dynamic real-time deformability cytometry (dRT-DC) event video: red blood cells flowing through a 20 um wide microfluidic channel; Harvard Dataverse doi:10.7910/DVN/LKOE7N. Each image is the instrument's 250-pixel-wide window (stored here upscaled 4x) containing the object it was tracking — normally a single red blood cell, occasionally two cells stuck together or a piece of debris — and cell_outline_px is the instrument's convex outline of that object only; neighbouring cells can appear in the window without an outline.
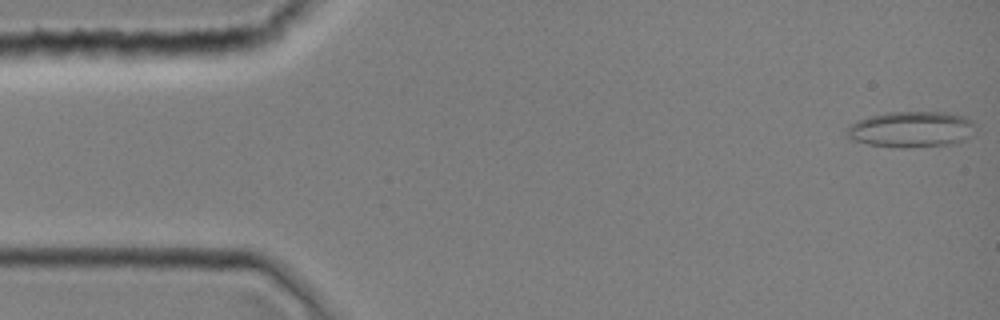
{"species": "common noctule bat (a hibernating species)", "species_latin": "Nyctalus noctula", "temperature_condition": "room temperature", "stored_images_in_passage": 5, "camera_frame_rate_fps": 3000, "um_per_image_px": 0.085, "animal": {"sex": "female", "body_mass_g": 19.0, "forearm_length_mm": 51.5}, "frame": {"image": 1, "passage_image": 1, "time_ms": 0.0, "image_size_px": [1000, 320], "cell_outline_px": [[972, 124], [968, 136], [964, 140], [956, 144], [912, 148], [892, 148], [868, 144], [852, 140], [848, 136], [848, 124], [856, 120], [884, 112], [948, 112], [964, 116], [972, 120]], "centroid_in_image_um": [77.41, 11.0], "position_along_channel_um": 7.6, "area_um2": 27.17}}